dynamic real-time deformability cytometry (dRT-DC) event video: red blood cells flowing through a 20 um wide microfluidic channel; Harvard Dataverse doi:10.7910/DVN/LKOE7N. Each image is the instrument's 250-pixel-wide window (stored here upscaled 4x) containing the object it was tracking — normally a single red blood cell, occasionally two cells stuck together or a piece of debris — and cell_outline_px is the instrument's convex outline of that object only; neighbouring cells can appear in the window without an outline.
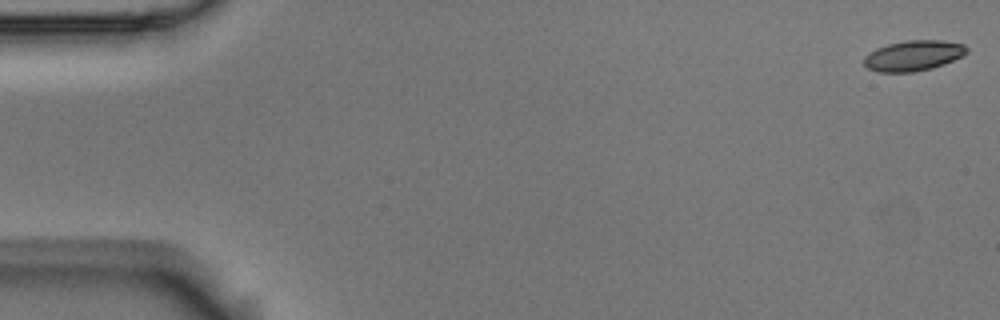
{"species": "Egyptian fruit bat (a non-hibernating species)", "species_latin": "Rousettus aegyptiacus", "temperature_condition": "room temperature", "stored_images_in_passage": 5, "camera_frame_rate_fps": 3000, "um_per_image_px": 0.085, "animal": {"sex": "male"}, "frame": {"image": 1, "passage_image": 1, "time_ms": 0.0, "image_size_px": [1000, 320], "cell_outline_px": [[968, 52], [964, 56], [944, 64], [932, 68], [912, 72], [880, 72], [868, 68], [864, 64], [864, 56], [876, 48], [888, 44], [904, 40], [940, 40], [964, 44], [968, 48]], "centroid_in_image_um": [77.66, 4.72], "position_along_channel_um": 7.3, "area_um2": 18.32}}
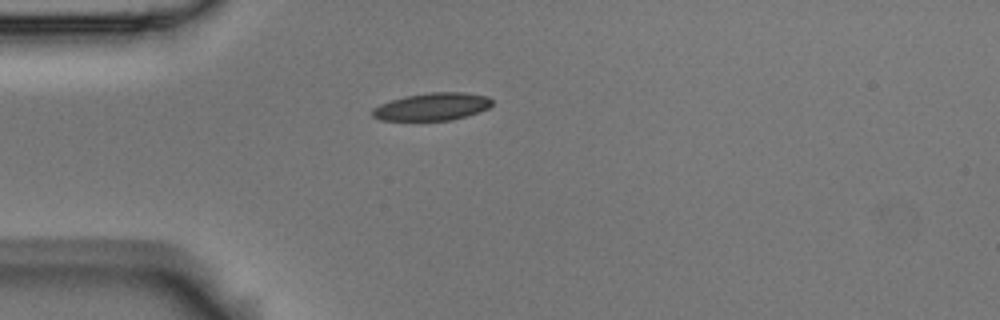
{"frame": {"image": 2, "passage_image": 5, "time_ms": 1.333, "image_size_px": [1000, 320], "cell_outline_px": [[492, 104], [488, 108], [452, 120], [380, 120], [372, 116], [372, 108], [380, 104], [404, 96], [432, 92], [464, 92], [488, 96], [492, 100]], "centroid_in_image_um": [36.72, 9.06], "position_along_channel_um": 48.3, "area_um2": 19.07}}